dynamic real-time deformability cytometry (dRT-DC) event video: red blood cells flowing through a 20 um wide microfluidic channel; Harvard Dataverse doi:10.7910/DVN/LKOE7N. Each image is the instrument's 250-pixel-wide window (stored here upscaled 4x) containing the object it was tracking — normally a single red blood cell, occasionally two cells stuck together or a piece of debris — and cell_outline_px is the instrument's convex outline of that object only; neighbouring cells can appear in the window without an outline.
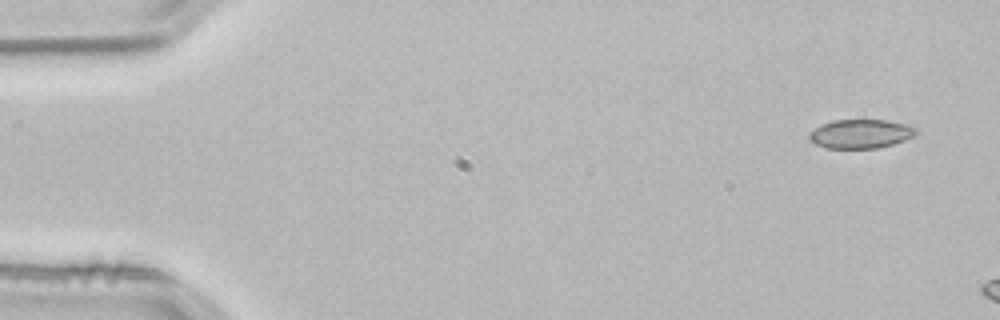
{"species": "common noctule bat (a hibernating species)", "species_latin": "Nyctalus noctula", "temperature_condition": "room temperature", "stored_images_in_passage": 3, "camera_frame_rate_fps": 3000, "um_per_image_px": 0.085, "animal": {"sex": "male", "body_mass_g": 21.5, "forearm_length_mm": 52.0}, "frame": {"image": 1, "passage_image": 1, "time_ms": 0.0, "image_size_px": [1000, 320], "cell_outline_px": [[920, 132], [904, 140], [892, 144], [876, 148], [828, 148], [816, 144], [808, 140], [808, 132], [832, 120], [884, 120], [904, 124], [916, 128]], "centroid_in_image_um": [73.13, 11.38], "position_along_channel_um": 11.9, "area_um2": 17.86}}